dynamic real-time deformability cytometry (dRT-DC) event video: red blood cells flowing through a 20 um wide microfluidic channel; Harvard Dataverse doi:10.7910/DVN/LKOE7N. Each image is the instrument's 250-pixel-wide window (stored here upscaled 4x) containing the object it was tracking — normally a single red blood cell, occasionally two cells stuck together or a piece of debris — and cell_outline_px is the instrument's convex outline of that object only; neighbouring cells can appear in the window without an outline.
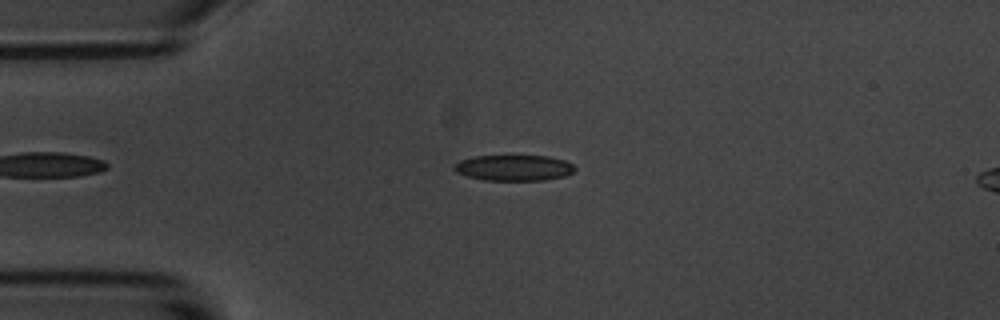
{"species": "common noctule bat (a hibernating species)", "species_latin": "Nyctalus noctula", "temperature_condition": "room temperature", "stored_images_in_passage": 48, "camera_frame_rate_fps": 3000, "um_per_image_px": 0.085, "animal": {"sex": "male", "body_mass_g": 20.1, "forearm_length_mm": 53.5}, "frame": {"image": 1, "passage_image": 13, "time_ms": 4.0, "image_size_px": [1000, 320], "cell_outline_px": [[576, 168], [572, 172], [564, 176], [544, 180], [484, 180], [468, 176], [456, 172], [452, 168], [460, 160], [476, 156], [548, 156], [564, 160], [572, 164]], "centroid_in_image_um": [43.68, 14.26], "position_along_channel_um": 41.3, "area_um2": 17.98}}
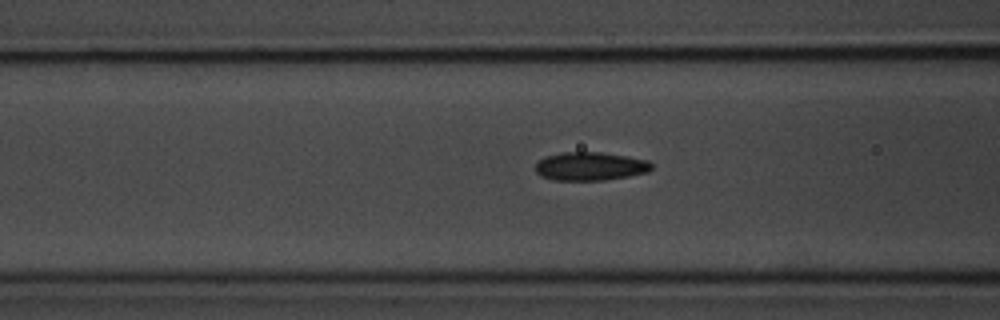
{"frame": {"image": 2, "passage_image": 21, "time_ms": 6.667, "image_size_px": [1000, 320], "cell_outline_px": [[652, 168], [648, 172], [628, 176], [604, 180], [552, 180], [540, 176], [536, 172], [536, 164], [544, 156], [560, 152], [600, 152], [628, 156], [648, 160], [652, 164]], "centroid_in_image_um": [50.16, 14.13], "position_along_channel_um": 116.4, "area_um2": 19.36}}
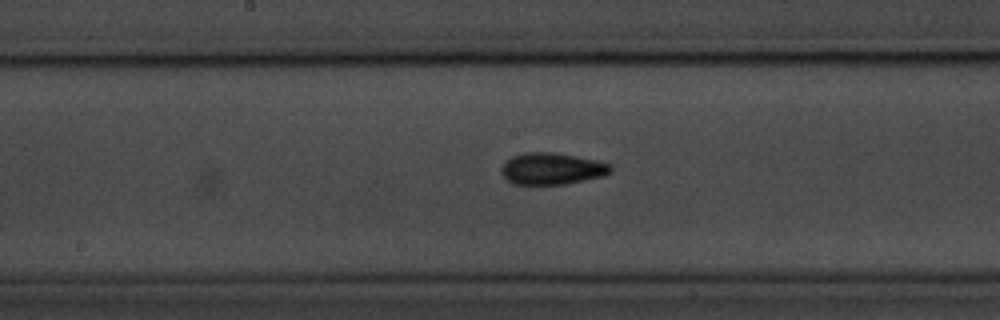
{"frame": {"image": 3, "passage_image": 28, "time_ms": 9.0, "image_size_px": [1000, 320], "cell_outline_px": [[612, 172], [604, 176], [564, 184], [512, 184], [500, 172], [504, 164], [512, 156], [524, 152], [552, 152], [576, 156], [596, 160], [612, 164]], "centroid_in_image_um": [46.94, 14.33], "position_along_channel_um": 201.3, "area_um2": 20.17}, "authors_computed_cell_mechanics": {"area_um2": 18.5827, "velocity_mm_per_s": 3.6185, "shape_relaxation_time_tau1_ms": 2.895, "shape_relaxation_time_tau2_ms": 4.6769, "deformation_change_tau1": 0.1151, "deformation_change_tau2": 0.0974}}